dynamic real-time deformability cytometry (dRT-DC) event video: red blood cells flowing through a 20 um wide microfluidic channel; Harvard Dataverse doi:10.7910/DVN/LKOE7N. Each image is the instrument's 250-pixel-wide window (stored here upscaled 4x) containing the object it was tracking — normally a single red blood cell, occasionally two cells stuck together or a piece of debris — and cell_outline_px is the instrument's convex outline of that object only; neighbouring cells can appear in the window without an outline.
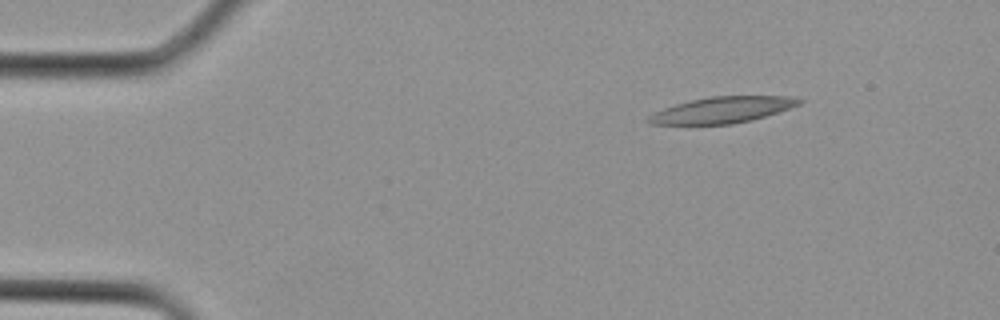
{"species": "Egyptian fruit bat (a non-hibernating species)", "species_latin": "Rousettus aegyptiacus", "temperature_condition": "cold", "stored_images_in_passage": 2, "camera_frame_rate_fps": 3000, "um_per_image_px": 0.085, "animal": {"sex": "female"}, "frame": {"image": 1, "passage_image": 1, "time_ms": 0.0, "image_size_px": [1000, 320], "cell_outline_px": [[804, 100], [800, 104], [752, 120], [732, 124], [652, 124], [648, 120], [648, 116], [664, 108], [676, 104], [692, 100], [712, 96], [792, 96]], "centroid_in_image_um": [61.43, 9.34], "position_along_channel_um": 23.6, "area_um2": 22.54}}